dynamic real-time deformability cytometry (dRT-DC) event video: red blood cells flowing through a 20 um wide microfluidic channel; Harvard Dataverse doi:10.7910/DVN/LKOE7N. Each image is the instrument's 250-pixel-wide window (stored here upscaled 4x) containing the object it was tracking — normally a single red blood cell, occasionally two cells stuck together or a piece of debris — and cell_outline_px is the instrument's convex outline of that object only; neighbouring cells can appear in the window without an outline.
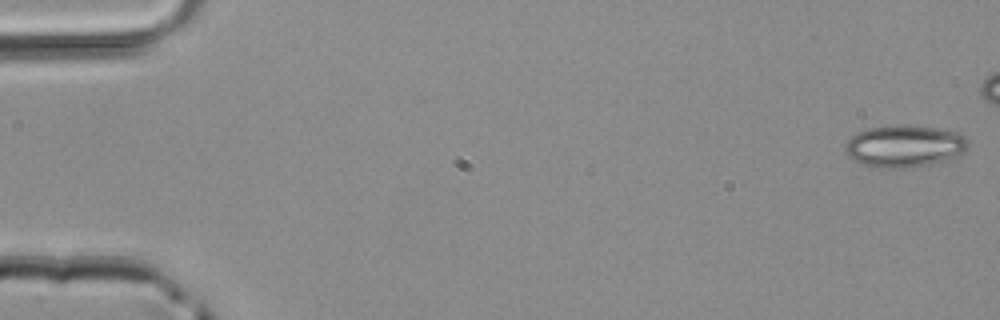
{"species": "common noctule bat (a hibernating species)", "species_latin": "Nyctalus noctula", "temperature_condition": "room temperature", "stored_images_in_passage": 5, "camera_frame_rate_fps": 3000, "um_per_image_px": 0.085, "animal": {"sex": "male", "body_mass_g": 20.4}, "frame": {"image": 1, "passage_image": 1, "time_ms": 0.0, "image_size_px": [1000, 320], "cell_outline_px": [[968, 148], [964, 152], [944, 160], [928, 164], [904, 168], [876, 168], [852, 160], [848, 156], [844, 148], [844, 144], [856, 132], [864, 128], [888, 124], [908, 124], [936, 128], [960, 132], [968, 140]], "centroid_in_image_um": [76.83, 12.39], "position_along_channel_um": 8.2, "area_um2": 30.63}}